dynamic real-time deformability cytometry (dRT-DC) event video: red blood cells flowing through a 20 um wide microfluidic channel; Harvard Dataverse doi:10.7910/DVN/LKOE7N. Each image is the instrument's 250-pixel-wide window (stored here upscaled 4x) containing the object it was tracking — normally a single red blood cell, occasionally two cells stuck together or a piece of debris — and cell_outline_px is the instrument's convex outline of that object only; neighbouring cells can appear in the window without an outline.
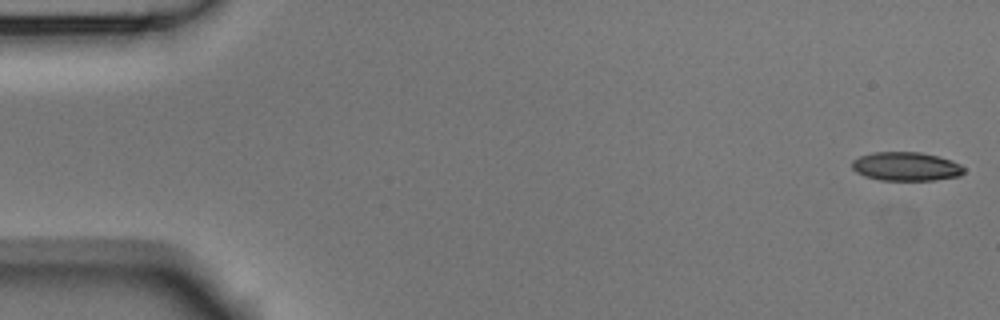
{"species": "Egyptian fruit bat (a non-hibernating species)", "species_latin": "Rousettus aegyptiacus", "temperature_condition": "room temperature", "stored_images_in_passage": 54, "camera_frame_rate_fps": 3000, "um_per_image_px": 0.085, "animal": {"sex": "male"}, "frame": {"image": 1, "passage_image": 1, "time_ms": 0.0, "image_size_px": [1000, 320], "cell_outline_px": [[964, 172], [960, 176], [932, 180], [880, 180], [864, 176], [856, 172], [852, 168], [852, 160], [860, 156], [872, 152], [920, 152], [952, 160], [960, 164], [964, 168]], "centroid_in_image_um": [77.0, 14.15], "position_along_channel_um": 8.0, "area_um2": 18.79}}
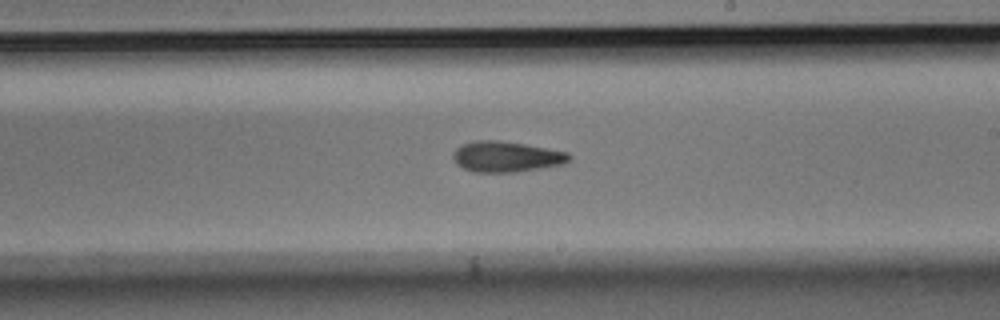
{"frame": {"image": 2, "passage_image": 31, "time_ms": 10.0, "image_size_px": [1000, 320], "cell_outline_px": [[572, 156], [564, 164], [540, 168], [512, 172], [472, 172], [456, 164], [452, 156], [456, 148], [460, 144], [476, 140], [500, 140], [524, 144], [568, 152]], "centroid_in_image_um": [43.0, 13.31], "position_along_channel_um": 246.0, "area_um2": 20.75}}
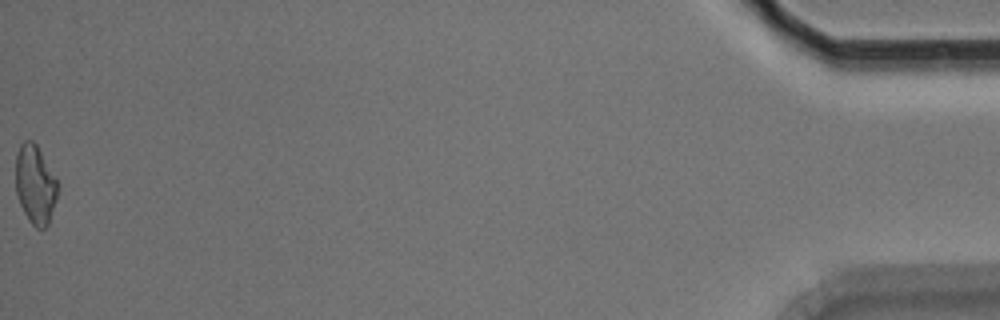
{"frame": {"image": 3, "passage_image": 54, "time_ms": 17.667, "image_size_px": [1000, 320], "cell_outline_px": [[56, 200], [48, 224], [44, 228], [36, 228], [28, 220], [20, 204], [16, 192], [16, 156], [20, 144], [24, 140], [32, 140], [36, 144], [56, 176]], "centroid_in_image_um": [2.98, 15.67], "position_along_channel_um": 432.2, "area_um2": 19.13}, "authors_computed_cell_mechanics": {"area_um2": 19.9121, "velocity_mm_per_s": 3.7321, "shape_relaxation_time_tau1_ms": 5.5867, "shape_relaxation_time_tau2_ms": 3.3364, "deformation_change_tau1": 0.1503, "deformation_change_tau2": 0.1161}}